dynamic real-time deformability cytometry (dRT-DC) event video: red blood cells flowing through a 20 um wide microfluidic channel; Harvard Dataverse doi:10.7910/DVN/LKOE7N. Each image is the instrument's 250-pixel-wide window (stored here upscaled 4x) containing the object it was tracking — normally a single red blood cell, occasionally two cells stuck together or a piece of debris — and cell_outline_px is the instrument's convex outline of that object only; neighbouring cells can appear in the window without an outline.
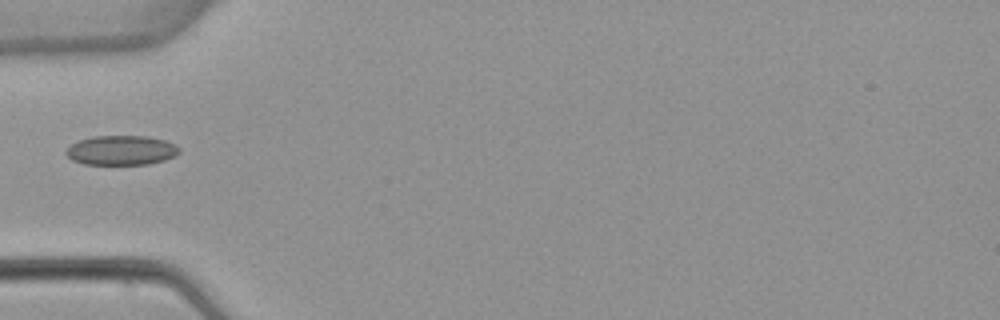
{"species": "common noctule bat (a hibernating species)", "species_latin": "Nyctalus noctula", "temperature_condition": "warm", "stored_images_in_passage": 5, "segment_of_instrument_passage": [2, 2], "camera_frame_rate_fps": 3000, "um_per_image_px": 0.085, "animal": {"sex": "female", "body_mass_g": 22.7, "forearm_length_mm": 54.2}, "frame": {"image": 1, "passage_image": 5, "time_ms": 5.667, "image_size_px": [1000, 320], "cell_outline_px": [[180, 152], [164, 160], [148, 164], [84, 164], [72, 160], [64, 152], [72, 144], [80, 140], [92, 136], [148, 136], [164, 140], [176, 144], [180, 148]], "centroid_in_image_um": [10.32, 12.77], "position_along_channel_um": 74.7, "area_um2": 19.42}}